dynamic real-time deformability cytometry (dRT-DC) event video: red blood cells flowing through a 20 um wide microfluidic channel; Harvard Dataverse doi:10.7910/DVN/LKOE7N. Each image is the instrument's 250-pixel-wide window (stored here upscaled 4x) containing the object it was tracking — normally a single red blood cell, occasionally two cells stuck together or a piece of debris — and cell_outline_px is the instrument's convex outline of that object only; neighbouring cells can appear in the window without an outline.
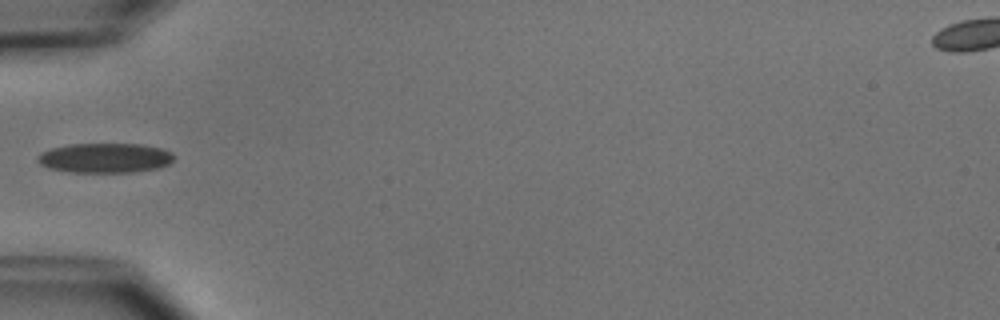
{"species": "common noctule bat (a hibernating species)", "species_latin": "Nyctalus noctula", "temperature_condition": "cold", "stored_images_in_passage": 4, "camera_frame_rate_fps": 3000, "um_per_image_px": 0.085, "animal": {"sex": "male", "body_mass_g": 15.6}, "frame": {"image": 1, "passage_image": 4, "time_ms": 3.667, "image_size_px": [1000, 320], "cell_outline_px": [[172, 160], [168, 164], [160, 168], [132, 172], [72, 172], [48, 168], [40, 164], [36, 160], [36, 156], [40, 152], [52, 148], [68, 144], [140, 144], [164, 148], [172, 152]], "centroid_in_image_um": [8.9, 13.42], "position_along_channel_um": 76.1, "area_um2": 23.76}}